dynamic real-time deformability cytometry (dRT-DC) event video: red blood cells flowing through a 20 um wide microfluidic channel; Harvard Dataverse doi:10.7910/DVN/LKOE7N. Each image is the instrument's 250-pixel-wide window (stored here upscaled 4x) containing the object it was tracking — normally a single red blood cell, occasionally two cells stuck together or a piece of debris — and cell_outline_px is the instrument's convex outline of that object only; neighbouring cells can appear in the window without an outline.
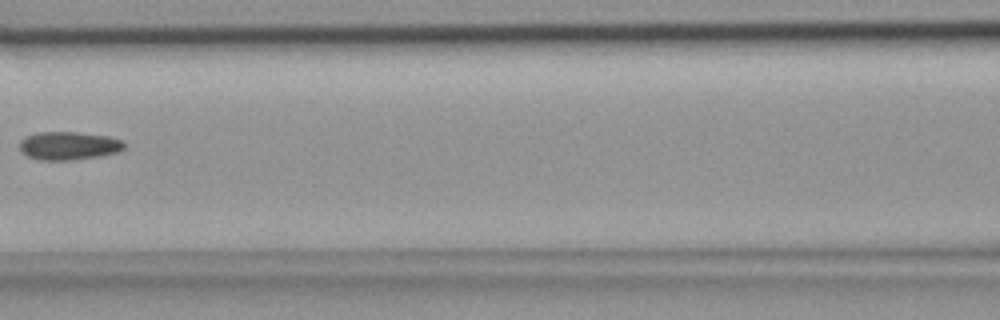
{"species": "common noctule bat (a hibernating species)", "species_latin": "Nyctalus noctula", "temperature_condition": "room temperature", "stored_images_in_passage": 6, "segment_of_instrument_passage": [2, 2], "camera_frame_rate_fps": 3000, "um_per_image_px": 0.085, "animal": {"sex": "female", "body_mass_g": 18.4}, "frame": {"image": 1, "passage_image": 6, "time_ms": 1.667, "image_size_px": [1000, 320], "cell_outline_px": [[124, 148], [120, 152], [100, 156], [72, 160], [40, 160], [28, 156], [20, 152], [20, 140], [36, 132], [76, 132], [108, 136], [120, 140], [124, 144]], "centroid_in_image_um": [5.83, 12.39], "position_along_channel_um": 160.8, "area_um2": 17.22}}